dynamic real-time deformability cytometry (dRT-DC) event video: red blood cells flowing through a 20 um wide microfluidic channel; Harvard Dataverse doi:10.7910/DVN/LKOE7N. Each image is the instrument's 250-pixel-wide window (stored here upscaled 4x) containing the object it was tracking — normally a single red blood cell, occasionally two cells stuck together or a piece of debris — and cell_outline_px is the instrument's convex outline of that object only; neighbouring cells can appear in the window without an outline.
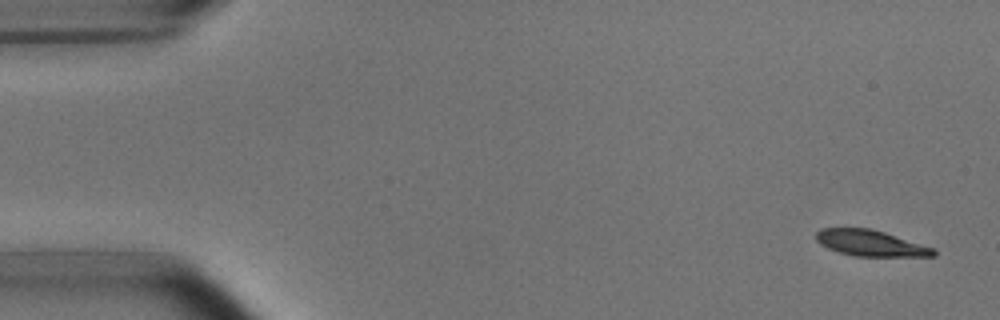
{"species": "common noctule bat (a hibernating species)", "species_latin": "Nyctalus noctula", "temperature_condition": "room temperature", "stored_images_in_passage": 4, "camera_frame_rate_fps": 3000, "um_per_image_px": 0.085, "animal": {"sex": "male", "body_mass_g": 15.6}, "frame": {"image": 1, "passage_image": 1, "time_ms": 0.0, "image_size_px": [1000, 320], "cell_outline_px": [[936, 256], [852, 256], [828, 248], [820, 244], [816, 240], [816, 232], [820, 228], [872, 228], [932, 248], [936, 252]], "centroid_in_image_um": [73.94, 20.66], "position_along_channel_um": 11.1, "area_um2": 17.57}}